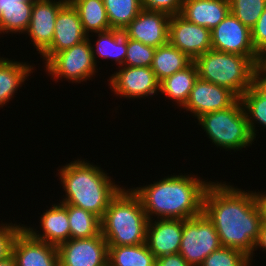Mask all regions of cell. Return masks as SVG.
<instances>
[{
	"instance_id": "41",
	"label": "cell",
	"mask_w": 266,
	"mask_h": 266,
	"mask_svg": "<svg viewBox=\"0 0 266 266\" xmlns=\"http://www.w3.org/2000/svg\"><path fill=\"white\" fill-rule=\"evenodd\" d=\"M258 201L263 213V223L266 224V194L258 192Z\"/></svg>"
},
{
	"instance_id": "24",
	"label": "cell",
	"mask_w": 266,
	"mask_h": 266,
	"mask_svg": "<svg viewBox=\"0 0 266 266\" xmlns=\"http://www.w3.org/2000/svg\"><path fill=\"white\" fill-rule=\"evenodd\" d=\"M98 38L95 41V47L92 45V53L95 64L97 58H104L105 60L111 58L115 63L124 66V60L127 51V37L121 30L110 29L103 32H98ZM96 51V52H95Z\"/></svg>"
},
{
	"instance_id": "22",
	"label": "cell",
	"mask_w": 266,
	"mask_h": 266,
	"mask_svg": "<svg viewBox=\"0 0 266 266\" xmlns=\"http://www.w3.org/2000/svg\"><path fill=\"white\" fill-rule=\"evenodd\" d=\"M193 62L185 53L169 42L156 48L151 64L159 82L174 73L184 70Z\"/></svg>"
},
{
	"instance_id": "18",
	"label": "cell",
	"mask_w": 266,
	"mask_h": 266,
	"mask_svg": "<svg viewBox=\"0 0 266 266\" xmlns=\"http://www.w3.org/2000/svg\"><path fill=\"white\" fill-rule=\"evenodd\" d=\"M183 233V220L157 219L148 221L146 245L157 258L179 253Z\"/></svg>"
},
{
	"instance_id": "10",
	"label": "cell",
	"mask_w": 266,
	"mask_h": 266,
	"mask_svg": "<svg viewBox=\"0 0 266 266\" xmlns=\"http://www.w3.org/2000/svg\"><path fill=\"white\" fill-rule=\"evenodd\" d=\"M212 49L246 57H260L253 45L251 29L243 25L231 12L211 30Z\"/></svg>"
},
{
	"instance_id": "30",
	"label": "cell",
	"mask_w": 266,
	"mask_h": 266,
	"mask_svg": "<svg viewBox=\"0 0 266 266\" xmlns=\"http://www.w3.org/2000/svg\"><path fill=\"white\" fill-rule=\"evenodd\" d=\"M229 2L230 12L250 29L266 8V0H229Z\"/></svg>"
},
{
	"instance_id": "39",
	"label": "cell",
	"mask_w": 266,
	"mask_h": 266,
	"mask_svg": "<svg viewBox=\"0 0 266 266\" xmlns=\"http://www.w3.org/2000/svg\"><path fill=\"white\" fill-rule=\"evenodd\" d=\"M34 0H0V14L14 8H33Z\"/></svg>"
},
{
	"instance_id": "5",
	"label": "cell",
	"mask_w": 266,
	"mask_h": 266,
	"mask_svg": "<svg viewBox=\"0 0 266 266\" xmlns=\"http://www.w3.org/2000/svg\"><path fill=\"white\" fill-rule=\"evenodd\" d=\"M260 59L211 49L193 62L200 79L226 87L240 98L253 84V68Z\"/></svg>"
},
{
	"instance_id": "23",
	"label": "cell",
	"mask_w": 266,
	"mask_h": 266,
	"mask_svg": "<svg viewBox=\"0 0 266 266\" xmlns=\"http://www.w3.org/2000/svg\"><path fill=\"white\" fill-rule=\"evenodd\" d=\"M198 79L196 64L192 62L184 70L178 71L160 82V93L175 101L179 107L187 102L190 92Z\"/></svg>"
},
{
	"instance_id": "7",
	"label": "cell",
	"mask_w": 266,
	"mask_h": 266,
	"mask_svg": "<svg viewBox=\"0 0 266 266\" xmlns=\"http://www.w3.org/2000/svg\"><path fill=\"white\" fill-rule=\"evenodd\" d=\"M220 247L219 235L213 223L203 212L183 220L179 254L190 266H201L204 259Z\"/></svg>"
},
{
	"instance_id": "20",
	"label": "cell",
	"mask_w": 266,
	"mask_h": 266,
	"mask_svg": "<svg viewBox=\"0 0 266 266\" xmlns=\"http://www.w3.org/2000/svg\"><path fill=\"white\" fill-rule=\"evenodd\" d=\"M229 12V0H183L180 15L187 21L211 31Z\"/></svg>"
},
{
	"instance_id": "38",
	"label": "cell",
	"mask_w": 266,
	"mask_h": 266,
	"mask_svg": "<svg viewBox=\"0 0 266 266\" xmlns=\"http://www.w3.org/2000/svg\"><path fill=\"white\" fill-rule=\"evenodd\" d=\"M156 266H190L179 254H169L156 259Z\"/></svg>"
},
{
	"instance_id": "25",
	"label": "cell",
	"mask_w": 266,
	"mask_h": 266,
	"mask_svg": "<svg viewBox=\"0 0 266 266\" xmlns=\"http://www.w3.org/2000/svg\"><path fill=\"white\" fill-rule=\"evenodd\" d=\"M70 3L78 11L83 30L88 37H91L89 32L98 33L111 29L103 0H72Z\"/></svg>"
},
{
	"instance_id": "14",
	"label": "cell",
	"mask_w": 266,
	"mask_h": 266,
	"mask_svg": "<svg viewBox=\"0 0 266 266\" xmlns=\"http://www.w3.org/2000/svg\"><path fill=\"white\" fill-rule=\"evenodd\" d=\"M170 15L142 9L123 30L127 38L157 48L168 43Z\"/></svg>"
},
{
	"instance_id": "15",
	"label": "cell",
	"mask_w": 266,
	"mask_h": 266,
	"mask_svg": "<svg viewBox=\"0 0 266 266\" xmlns=\"http://www.w3.org/2000/svg\"><path fill=\"white\" fill-rule=\"evenodd\" d=\"M67 3V0H34L30 25L25 33L40 55L51 45L56 17Z\"/></svg>"
},
{
	"instance_id": "29",
	"label": "cell",
	"mask_w": 266,
	"mask_h": 266,
	"mask_svg": "<svg viewBox=\"0 0 266 266\" xmlns=\"http://www.w3.org/2000/svg\"><path fill=\"white\" fill-rule=\"evenodd\" d=\"M239 99L242 103L250 132L255 139L256 122L266 127V96L252 84Z\"/></svg>"
},
{
	"instance_id": "8",
	"label": "cell",
	"mask_w": 266,
	"mask_h": 266,
	"mask_svg": "<svg viewBox=\"0 0 266 266\" xmlns=\"http://www.w3.org/2000/svg\"><path fill=\"white\" fill-rule=\"evenodd\" d=\"M91 42L88 37L69 49L55 53L44 62L48 75H51L54 81L66 78L73 83H80L95 76L97 65L93 59Z\"/></svg>"
},
{
	"instance_id": "17",
	"label": "cell",
	"mask_w": 266,
	"mask_h": 266,
	"mask_svg": "<svg viewBox=\"0 0 266 266\" xmlns=\"http://www.w3.org/2000/svg\"><path fill=\"white\" fill-rule=\"evenodd\" d=\"M12 254L16 266H59L57 246L35 239L25 228L15 238Z\"/></svg>"
},
{
	"instance_id": "19",
	"label": "cell",
	"mask_w": 266,
	"mask_h": 266,
	"mask_svg": "<svg viewBox=\"0 0 266 266\" xmlns=\"http://www.w3.org/2000/svg\"><path fill=\"white\" fill-rule=\"evenodd\" d=\"M53 207L46 209L41 215L40 223L43 233H37L33 227L24 228L35 238L48 244L59 246L70 239V226L68 221L67 204H52Z\"/></svg>"
},
{
	"instance_id": "9",
	"label": "cell",
	"mask_w": 266,
	"mask_h": 266,
	"mask_svg": "<svg viewBox=\"0 0 266 266\" xmlns=\"http://www.w3.org/2000/svg\"><path fill=\"white\" fill-rule=\"evenodd\" d=\"M57 249L59 266H108V244L101 232L91 238L69 239Z\"/></svg>"
},
{
	"instance_id": "6",
	"label": "cell",
	"mask_w": 266,
	"mask_h": 266,
	"mask_svg": "<svg viewBox=\"0 0 266 266\" xmlns=\"http://www.w3.org/2000/svg\"><path fill=\"white\" fill-rule=\"evenodd\" d=\"M197 120L217 147L238 151L254 142L240 99L227 109L205 113Z\"/></svg>"
},
{
	"instance_id": "40",
	"label": "cell",
	"mask_w": 266,
	"mask_h": 266,
	"mask_svg": "<svg viewBox=\"0 0 266 266\" xmlns=\"http://www.w3.org/2000/svg\"><path fill=\"white\" fill-rule=\"evenodd\" d=\"M258 247L262 248L263 251L266 250V224L264 223L261 225L260 236L258 242L256 243L255 249L257 250Z\"/></svg>"
},
{
	"instance_id": "34",
	"label": "cell",
	"mask_w": 266,
	"mask_h": 266,
	"mask_svg": "<svg viewBox=\"0 0 266 266\" xmlns=\"http://www.w3.org/2000/svg\"><path fill=\"white\" fill-rule=\"evenodd\" d=\"M0 260L12 254V248L18 233L25 225L0 224ZM22 226V227H21Z\"/></svg>"
},
{
	"instance_id": "42",
	"label": "cell",
	"mask_w": 266,
	"mask_h": 266,
	"mask_svg": "<svg viewBox=\"0 0 266 266\" xmlns=\"http://www.w3.org/2000/svg\"><path fill=\"white\" fill-rule=\"evenodd\" d=\"M0 266H16V260L11 254L10 256L0 260Z\"/></svg>"
},
{
	"instance_id": "33",
	"label": "cell",
	"mask_w": 266,
	"mask_h": 266,
	"mask_svg": "<svg viewBox=\"0 0 266 266\" xmlns=\"http://www.w3.org/2000/svg\"><path fill=\"white\" fill-rule=\"evenodd\" d=\"M155 50L156 48L154 47L127 38V51L124 66L151 67Z\"/></svg>"
},
{
	"instance_id": "28",
	"label": "cell",
	"mask_w": 266,
	"mask_h": 266,
	"mask_svg": "<svg viewBox=\"0 0 266 266\" xmlns=\"http://www.w3.org/2000/svg\"><path fill=\"white\" fill-rule=\"evenodd\" d=\"M111 29L123 31L143 9L140 0H103Z\"/></svg>"
},
{
	"instance_id": "21",
	"label": "cell",
	"mask_w": 266,
	"mask_h": 266,
	"mask_svg": "<svg viewBox=\"0 0 266 266\" xmlns=\"http://www.w3.org/2000/svg\"><path fill=\"white\" fill-rule=\"evenodd\" d=\"M33 66L28 63L0 58V107L6 105L17 93V89L22 87V83L30 73H33Z\"/></svg>"
},
{
	"instance_id": "31",
	"label": "cell",
	"mask_w": 266,
	"mask_h": 266,
	"mask_svg": "<svg viewBox=\"0 0 266 266\" xmlns=\"http://www.w3.org/2000/svg\"><path fill=\"white\" fill-rule=\"evenodd\" d=\"M32 8L3 10L0 14V34L25 33L30 25Z\"/></svg>"
},
{
	"instance_id": "37",
	"label": "cell",
	"mask_w": 266,
	"mask_h": 266,
	"mask_svg": "<svg viewBox=\"0 0 266 266\" xmlns=\"http://www.w3.org/2000/svg\"><path fill=\"white\" fill-rule=\"evenodd\" d=\"M253 85L266 96V61L263 58L254 65Z\"/></svg>"
},
{
	"instance_id": "32",
	"label": "cell",
	"mask_w": 266,
	"mask_h": 266,
	"mask_svg": "<svg viewBox=\"0 0 266 266\" xmlns=\"http://www.w3.org/2000/svg\"><path fill=\"white\" fill-rule=\"evenodd\" d=\"M250 257L241 250L221 246L206 257L201 266H250Z\"/></svg>"
},
{
	"instance_id": "27",
	"label": "cell",
	"mask_w": 266,
	"mask_h": 266,
	"mask_svg": "<svg viewBox=\"0 0 266 266\" xmlns=\"http://www.w3.org/2000/svg\"><path fill=\"white\" fill-rule=\"evenodd\" d=\"M70 239L91 238L101 232L100 218L83 208L67 204Z\"/></svg>"
},
{
	"instance_id": "12",
	"label": "cell",
	"mask_w": 266,
	"mask_h": 266,
	"mask_svg": "<svg viewBox=\"0 0 266 266\" xmlns=\"http://www.w3.org/2000/svg\"><path fill=\"white\" fill-rule=\"evenodd\" d=\"M168 42L193 61L212 49L211 31L187 21L180 14L170 16Z\"/></svg>"
},
{
	"instance_id": "2",
	"label": "cell",
	"mask_w": 266,
	"mask_h": 266,
	"mask_svg": "<svg viewBox=\"0 0 266 266\" xmlns=\"http://www.w3.org/2000/svg\"><path fill=\"white\" fill-rule=\"evenodd\" d=\"M210 183L195 175L178 174L131 189L140 198L149 220L152 216L185 220L202 213L204 193Z\"/></svg>"
},
{
	"instance_id": "13",
	"label": "cell",
	"mask_w": 266,
	"mask_h": 266,
	"mask_svg": "<svg viewBox=\"0 0 266 266\" xmlns=\"http://www.w3.org/2000/svg\"><path fill=\"white\" fill-rule=\"evenodd\" d=\"M238 99L239 97L230 89L198 77L182 108L198 118L205 113L227 109Z\"/></svg>"
},
{
	"instance_id": "26",
	"label": "cell",
	"mask_w": 266,
	"mask_h": 266,
	"mask_svg": "<svg viewBox=\"0 0 266 266\" xmlns=\"http://www.w3.org/2000/svg\"><path fill=\"white\" fill-rule=\"evenodd\" d=\"M108 266H156V257L146 243L108 247Z\"/></svg>"
},
{
	"instance_id": "3",
	"label": "cell",
	"mask_w": 266,
	"mask_h": 266,
	"mask_svg": "<svg viewBox=\"0 0 266 266\" xmlns=\"http://www.w3.org/2000/svg\"><path fill=\"white\" fill-rule=\"evenodd\" d=\"M101 169L80 159L61 167L58 174L66 197L60 203L83 208L101 219L110 201L122 189Z\"/></svg>"
},
{
	"instance_id": "43",
	"label": "cell",
	"mask_w": 266,
	"mask_h": 266,
	"mask_svg": "<svg viewBox=\"0 0 266 266\" xmlns=\"http://www.w3.org/2000/svg\"><path fill=\"white\" fill-rule=\"evenodd\" d=\"M262 58L266 61V54Z\"/></svg>"
},
{
	"instance_id": "1",
	"label": "cell",
	"mask_w": 266,
	"mask_h": 266,
	"mask_svg": "<svg viewBox=\"0 0 266 266\" xmlns=\"http://www.w3.org/2000/svg\"><path fill=\"white\" fill-rule=\"evenodd\" d=\"M202 212L213 223L221 246L241 250L253 259L263 223L257 192L211 182L204 193Z\"/></svg>"
},
{
	"instance_id": "16",
	"label": "cell",
	"mask_w": 266,
	"mask_h": 266,
	"mask_svg": "<svg viewBox=\"0 0 266 266\" xmlns=\"http://www.w3.org/2000/svg\"><path fill=\"white\" fill-rule=\"evenodd\" d=\"M87 38L78 11L68 2L56 17L53 40L41 58L47 62L55 53L69 49Z\"/></svg>"
},
{
	"instance_id": "36",
	"label": "cell",
	"mask_w": 266,
	"mask_h": 266,
	"mask_svg": "<svg viewBox=\"0 0 266 266\" xmlns=\"http://www.w3.org/2000/svg\"><path fill=\"white\" fill-rule=\"evenodd\" d=\"M251 37L257 54L262 58L266 54V8L251 28Z\"/></svg>"
},
{
	"instance_id": "35",
	"label": "cell",
	"mask_w": 266,
	"mask_h": 266,
	"mask_svg": "<svg viewBox=\"0 0 266 266\" xmlns=\"http://www.w3.org/2000/svg\"><path fill=\"white\" fill-rule=\"evenodd\" d=\"M142 8L151 11H160L168 15L181 13L183 0H140Z\"/></svg>"
},
{
	"instance_id": "4",
	"label": "cell",
	"mask_w": 266,
	"mask_h": 266,
	"mask_svg": "<svg viewBox=\"0 0 266 266\" xmlns=\"http://www.w3.org/2000/svg\"><path fill=\"white\" fill-rule=\"evenodd\" d=\"M148 221L140 198L122 187L100 219L101 234L108 247L143 244Z\"/></svg>"
},
{
	"instance_id": "11",
	"label": "cell",
	"mask_w": 266,
	"mask_h": 266,
	"mask_svg": "<svg viewBox=\"0 0 266 266\" xmlns=\"http://www.w3.org/2000/svg\"><path fill=\"white\" fill-rule=\"evenodd\" d=\"M109 81L114 94L121 98L153 97L160 92V82L150 67L121 66Z\"/></svg>"
}]
</instances>
